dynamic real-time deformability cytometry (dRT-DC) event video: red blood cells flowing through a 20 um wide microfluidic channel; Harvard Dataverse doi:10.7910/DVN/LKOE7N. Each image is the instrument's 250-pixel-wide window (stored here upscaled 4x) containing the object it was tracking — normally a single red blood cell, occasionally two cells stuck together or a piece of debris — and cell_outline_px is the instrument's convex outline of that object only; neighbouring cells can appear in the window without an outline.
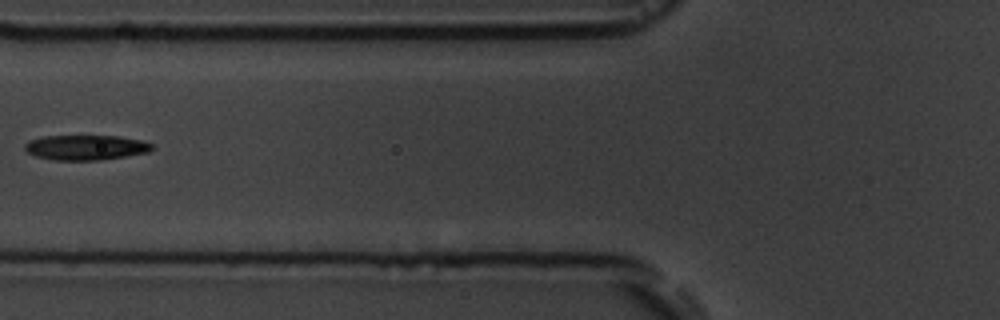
{"species": "common noctule bat (a hibernating species)", "species_latin": "Nyctalus noctula", "temperature_condition": "room temperature", "stored_images_in_passage": 9, "camera_frame_rate_fps": 3000, "um_per_image_px": 0.085, "animal": {"sex": "male", "body_mass_g": 19.5, "forearm_length_mm": 54.6}, "frame": {"image": 1, "passage_image": 6, "time_ms": 6.0, "image_size_px": [1000, 320], "cell_outline_px": [[156, 148], [148, 152], [100, 160], [52, 160], [36, 156], [28, 152], [24, 148], [24, 144], [28, 140], [44, 136], [116, 136], [144, 140], [152, 144]], "centroid_in_image_um": [7.3, 12.53], "position_along_channel_um": 118.5, "area_um2": 18.61}}
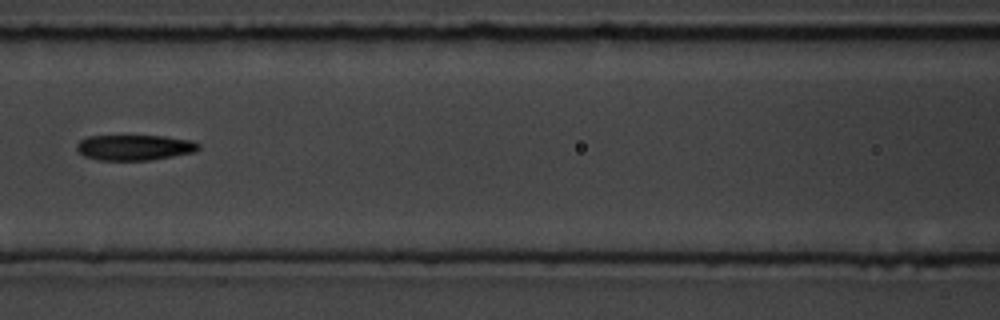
{"frame": {"image": 2, "passage_image": 7, "time_ms": 7.0, "image_size_px": [1000, 320], "cell_outline_px": [[200, 148], [196, 152], [148, 160], [96, 160], [84, 156], [76, 148], [76, 144], [80, 140], [88, 136], [164, 136], [192, 140], [200, 144]], "centroid_in_image_um": [11.44, 12.53], "position_along_channel_um": 155.2, "area_um2": 18.15}}
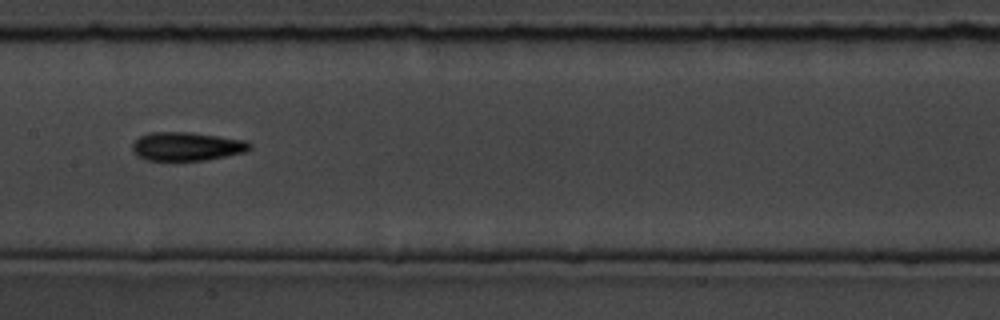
{"frame": {"image": 3, "passage_image": 8, "time_ms": 8.0, "image_size_px": [1000, 320], "cell_outline_px": [[252, 148], [244, 152], [204, 160], [148, 160], [136, 156], [132, 148], [132, 144], [140, 136], [148, 132], [192, 132], [244, 140], [252, 144]], "centroid_in_image_um": [15.85, 12.43], "position_along_channel_um": 191.5, "area_um2": 19.48}}